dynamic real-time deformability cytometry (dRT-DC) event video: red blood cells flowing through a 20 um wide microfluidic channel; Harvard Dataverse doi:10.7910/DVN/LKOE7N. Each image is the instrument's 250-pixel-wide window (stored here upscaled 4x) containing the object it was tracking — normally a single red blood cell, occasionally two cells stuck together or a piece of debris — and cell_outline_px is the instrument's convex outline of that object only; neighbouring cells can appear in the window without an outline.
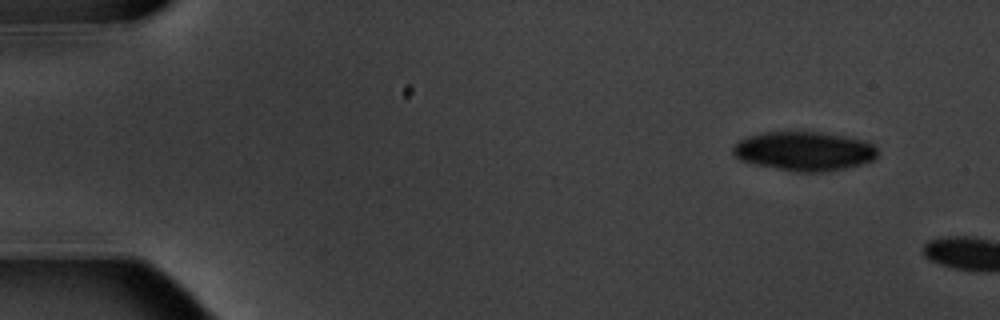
{"species": "common noctule bat (a hibernating species)", "species_latin": "Nyctalus noctula", "temperature_condition": "warm", "stored_images_in_passage": 7, "segment_of_instrument_passage": [2, 2], "camera_frame_rate_fps": 3000, "um_per_image_px": 0.085, "animal": {"sex": "male", "body_mass_g": 20.1, "forearm_length_mm": 53.5}, "frame": {"image": 1, "passage_image": 7, "time_ms": 8.0, "image_size_px": [1000, 320], "cell_outline_px": [[876, 156], [872, 160], [860, 164], [828, 172], [796, 172], [756, 164], [740, 160], [732, 152], [732, 148], [740, 140], [748, 136], [764, 132], [820, 132], [868, 140], [876, 148]], "centroid_in_image_um": [68.37, 12.84], "position_along_channel_um": 16.6, "area_um2": 32.83}}